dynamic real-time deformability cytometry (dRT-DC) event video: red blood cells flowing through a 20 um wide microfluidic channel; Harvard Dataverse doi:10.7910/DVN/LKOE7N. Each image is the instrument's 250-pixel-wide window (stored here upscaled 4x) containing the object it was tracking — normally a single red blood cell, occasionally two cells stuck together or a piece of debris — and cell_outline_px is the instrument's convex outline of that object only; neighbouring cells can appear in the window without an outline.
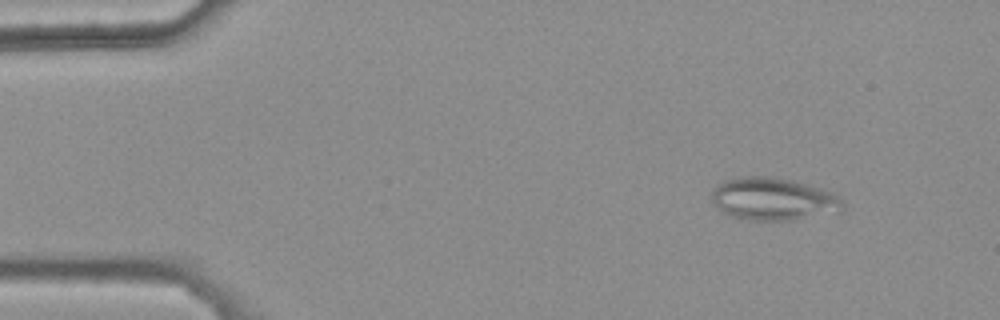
{"species": "common noctule bat (a hibernating species)", "species_latin": "Nyctalus noctula", "temperature_condition": "warm", "stored_images_in_passage": 46, "camera_frame_rate_fps": 3000, "um_per_image_px": 0.085, "animal": {"sex": "female", "body_mass_g": 25.1}, "frame": {"image": 1, "passage_image": 6, "time_ms": 1.667, "image_size_px": [1000, 320], "cell_outline_px": [[844, 208], [840, 212], [796, 220], [740, 220], [728, 216], [716, 208], [712, 204], [712, 188], [716, 184], [724, 180], [744, 176], [768, 176], [792, 180], [820, 188], [836, 196], [844, 204]], "centroid_in_image_um": [65.66, 16.94], "position_along_channel_um": 19.3, "area_um2": 33.0}}
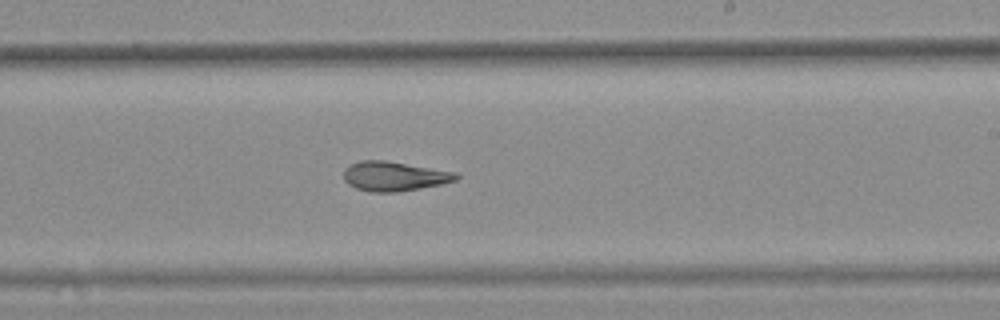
{"frame": {"image": 2, "passage_image": 32, "time_ms": 10.333, "image_size_px": [1000, 320], "cell_outline_px": [[460, 176], [456, 180], [440, 184], [420, 188], [396, 192], [372, 192], [356, 188], [348, 184], [344, 180], [344, 168], [360, 160], [384, 160], [456, 172]], "centroid_in_image_um": [33.49, 14.98], "position_along_channel_um": 255.5, "area_um2": 19.19}}
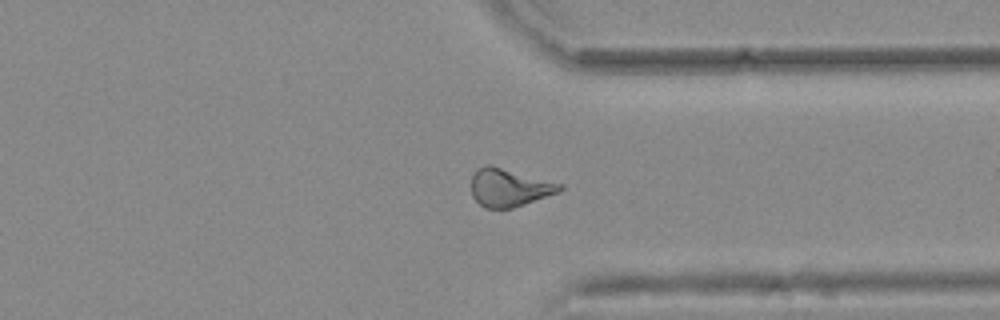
{"frame": {"image": 3, "passage_image": 41, "time_ms": 13.333, "image_size_px": [1000, 320], "cell_outline_px": [[564, 188], [560, 192], [512, 208], [484, 208], [472, 196], [472, 176], [484, 164], [488, 164], [564, 184]], "centroid_in_image_um": [43.31, 15.95], "position_along_channel_um": 368.1, "area_um2": 19.42}, "authors_computed_cell_mechanics": {"area_um2": 19.941, "velocity_mm_per_s": 3.7687, "shape_relaxation_time_tau1_ms": null, "shape_relaxation_time_tau2_ms": 2.985, "deformation_change_tau1": null, "deformation_change_tau2": 0.1205}}